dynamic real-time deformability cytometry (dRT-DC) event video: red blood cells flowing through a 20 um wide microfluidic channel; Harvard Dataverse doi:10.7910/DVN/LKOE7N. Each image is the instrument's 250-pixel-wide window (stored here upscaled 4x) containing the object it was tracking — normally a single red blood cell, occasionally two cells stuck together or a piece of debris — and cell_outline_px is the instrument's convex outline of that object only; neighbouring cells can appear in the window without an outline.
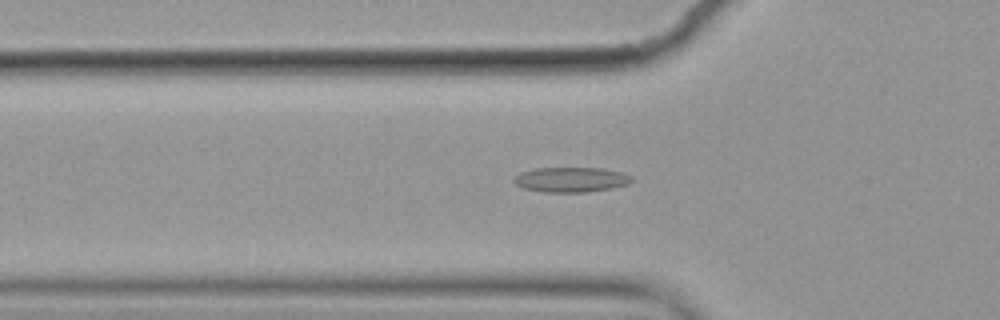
{"species": "common noctule bat (a hibernating species)", "species_latin": "Nyctalus noctula", "temperature_condition": "cold", "stored_images_in_passage": 57, "camera_frame_rate_fps": 3000, "um_per_image_px": 0.085, "animal": {"sex": "female", "body_mass_g": 19.9}, "frame": {"image": 1, "passage_image": 19, "time_ms": 6.0, "image_size_px": [1000, 320], "cell_outline_px": [[632, 180], [628, 184], [612, 188], [588, 192], [544, 192], [524, 188], [516, 184], [512, 180], [520, 172], [536, 168], [604, 168], [624, 172], [632, 176]], "centroid_in_image_um": [48.57, 15.26], "position_along_channel_um": 77.2, "area_um2": 17.22}}
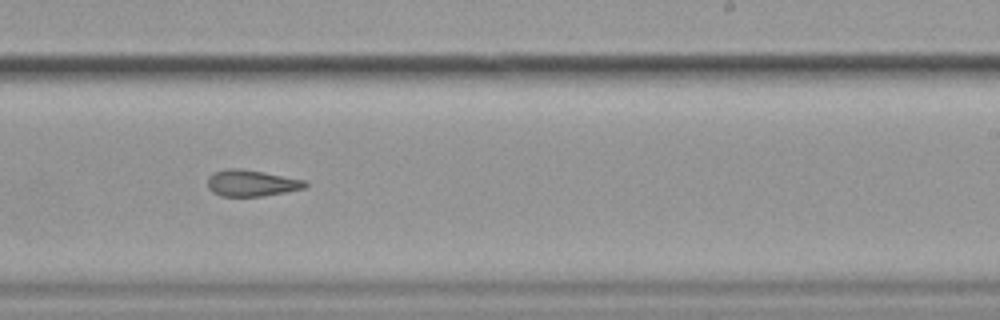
{"frame": {"image": 2, "passage_image": 35, "time_ms": 11.333, "image_size_px": [1000, 320], "cell_outline_px": [[308, 184], [304, 188], [264, 196], [220, 196], [212, 192], [208, 188], [208, 176], [212, 172], [224, 168], [240, 168], [264, 172], [308, 180]], "centroid_in_image_um": [21.36, 15.55], "position_along_channel_um": 267.6, "area_um2": 15.26}}
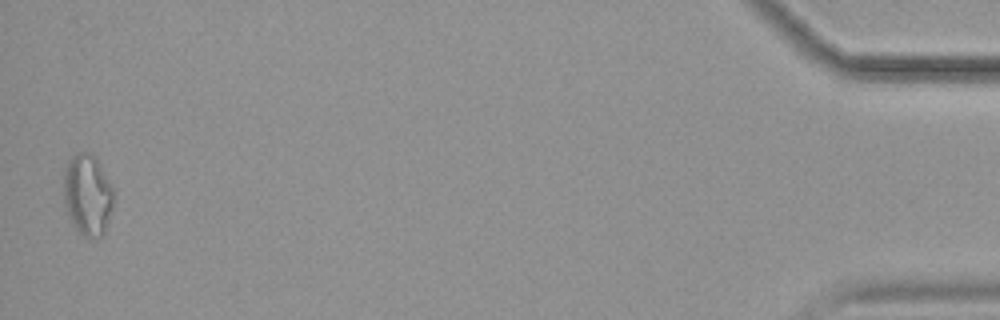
{"frame": {"image": 3, "passage_image": 56, "time_ms": 18.333, "image_size_px": [1000, 320], "cell_outline_px": [[112, 208], [104, 236], [96, 240], [84, 236], [76, 228], [68, 216], [64, 204], [64, 168], [68, 160], [76, 152], [88, 152], [96, 156], [112, 188]], "centroid_in_image_um": [7.43, 16.57], "position_along_channel_um": 427.8, "area_um2": 23.81}, "authors_computed_cell_mechanics": {"area_um2": 16.8776, "velocity_mm_per_s": 3.5724, "shape_relaxation_time_tau1_ms": null, "shape_relaxation_time_tau2_ms": 3.9248, "deformation_change_tau1": null, "deformation_change_tau2": 0.1152}}